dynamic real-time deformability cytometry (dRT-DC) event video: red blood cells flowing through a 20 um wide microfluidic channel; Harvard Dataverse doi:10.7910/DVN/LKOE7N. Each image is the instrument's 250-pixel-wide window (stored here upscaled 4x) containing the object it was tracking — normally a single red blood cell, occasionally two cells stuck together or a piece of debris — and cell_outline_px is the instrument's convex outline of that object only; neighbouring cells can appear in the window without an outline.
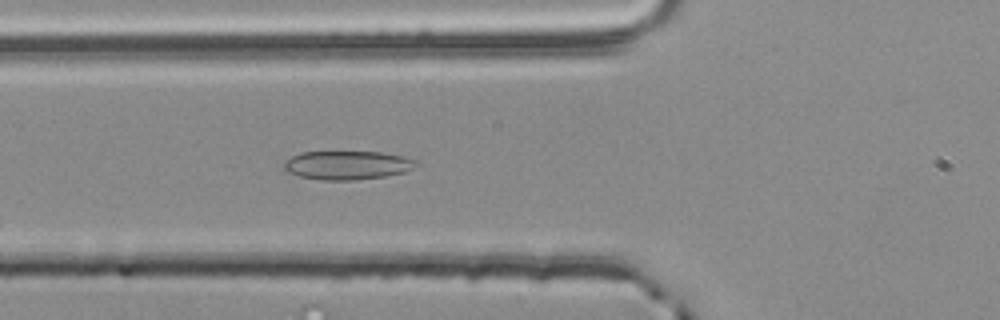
{"species": "common noctule bat (a hibernating species)", "species_latin": "Nyctalus noctula", "temperature_condition": "room temperature", "stored_images_in_passage": 42, "camera_frame_rate_fps": 3000, "um_per_image_px": 0.085, "animal": {"sex": "male", "body_mass_g": 20.4}, "frame": {"image": 1, "passage_image": 6, "time_ms": 1.667, "image_size_px": [1000, 320], "cell_outline_px": [[420, 164], [404, 172], [384, 176], [356, 180], [320, 180], [300, 176], [288, 172], [284, 168], [284, 164], [292, 156], [300, 152], [380, 152], [404, 156], [420, 160]], "centroid_in_image_um": [29.58, 14.04], "position_along_channel_um": 96.2, "area_um2": 22.14}}
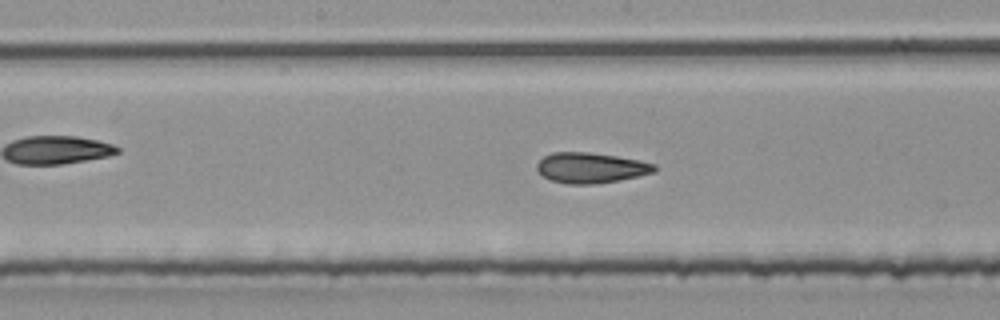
{"frame": {"image": 2, "passage_image": 14, "time_ms": 4.333, "image_size_px": [1000, 320], "cell_outline_px": [[656, 172], [616, 180], [592, 184], [568, 184], [552, 180], [544, 176], [536, 168], [536, 164], [544, 156], [552, 152], [588, 152], [616, 156], [640, 160], [656, 164]], "centroid_in_image_um": [50.22, 14.25], "position_along_channel_um": 198.0, "area_um2": 20.63}}
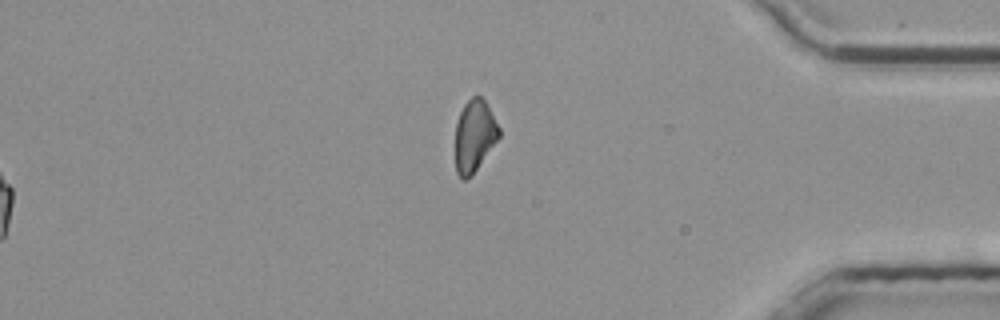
{"frame": {"image": 3, "passage_image": 42, "time_ms": 13.667, "image_size_px": [1000, 320], "cell_outline_px": [[500, 136], [472, 176], [464, 180], [456, 172], [456, 120], [464, 104], [472, 96], [480, 96], [488, 104], [500, 128]], "centroid_in_image_um": [40.33, 11.53], "position_along_channel_um": 394.9, "area_um2": 18.38}, "authors_computed_cell_mechanics": {"area_um2": 20.23, "velocity_mm_per_s": 3.7883, "shape_relaxation_time_tau1_ms": null, "shape_relaxation_time_tau2_ms": 2.3941, "deformation_change_tau1": null, "deformation_change_tau2": 0.1003}}